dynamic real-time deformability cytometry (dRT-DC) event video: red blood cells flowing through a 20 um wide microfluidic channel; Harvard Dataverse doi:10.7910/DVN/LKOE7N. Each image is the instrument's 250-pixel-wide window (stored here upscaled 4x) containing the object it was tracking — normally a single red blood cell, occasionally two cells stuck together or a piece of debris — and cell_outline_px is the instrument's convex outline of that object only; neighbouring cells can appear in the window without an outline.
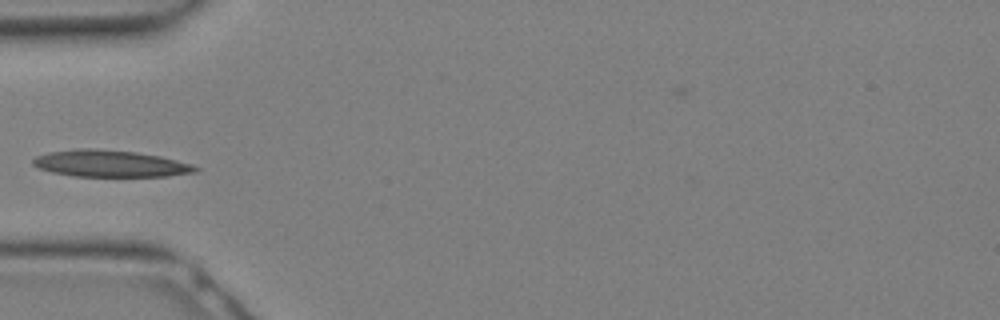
{"species": "Egyptian fruit bat (a non-hibernating species)", "species_latin": "Rousettus aegyptiacus", "temperature_condition": "warm", "stored_images_in_passage": 10, "camera_frame_rate_fps": 3000, "um_per_image_px": 0.085, "animal": {"sex": "female"}, "frame": {"image": 1, "passage_image": 9, "time_ms": 2.667, "image_size_px": [1000, 320], "cell_outline_px": [[200, 168], [196, 172], [168, 176], [76, 176], [52, 172], [40, 168], [32, 164], [32, 160], [36, 156], [48, 152], [80, 148], [96, 148], [136, 152], [160, 156], [192, 164]], "centroid_in_image_um": [9.37, 13.9], "position_along_channel_um": 75.6, "area_um2": 25.26}}